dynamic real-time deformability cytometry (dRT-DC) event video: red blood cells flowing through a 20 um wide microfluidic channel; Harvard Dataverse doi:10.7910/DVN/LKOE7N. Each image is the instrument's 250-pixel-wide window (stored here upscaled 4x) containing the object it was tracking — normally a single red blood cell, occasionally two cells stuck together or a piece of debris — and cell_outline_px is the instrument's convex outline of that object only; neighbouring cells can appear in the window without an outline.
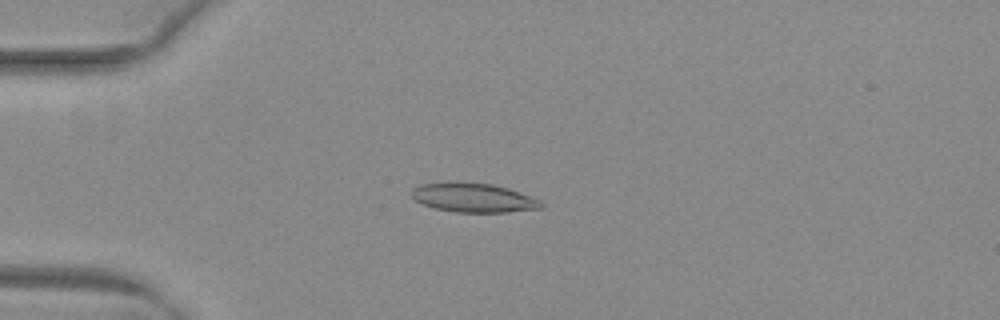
{"species": "common noctule bat (a hibernating species)", "species_latin": "Nyctalus noctula", "temperature_condition": "warm", "stored_images_in_passage": 24, "camera_frame_rate_fps": 3000, "um_per_image_px": 0.085, "animal": {"sex": "female", "body_mass_g": 29.2, "forearm_length_mm": 56.3}, "frame": {"image": 1, "passage_image": 4, "time_ms": 1.0, "image_size_px": [1000, 320], "cell_outline_px": [[544, 208], [508, 212], [456, 212], [436, 208], [424, 204], [416, 200], [412, 196], [412, 188], [420, 184], [492, 184], [508, 188], [540, 200], [544, 204]], "centroid_in_image_um": [40.32, 16.84], "position_along_channel_um": 44.7, "area_um2": 21.21}}
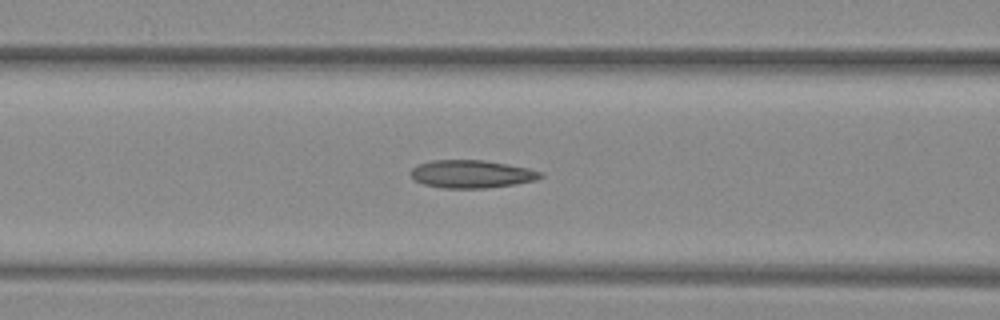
{"frame": {"image": 2, "passage_image": 12, "time_ms": 3.667, "image_size_px": [1000, 320], "cell_outline_px": [[544, 176], [536, 180], [516, 184], [488, 188], [440, 188], [424, 184], [416, 180], [408, 172], [416, 164], [432, 160], [484, 160], [508, 164], [528, 168], [544, 172]], "centroid_in_image_um": [40.09, 14.79], "position_along_channel_um": 126.5, "area_um2": 21.33}}
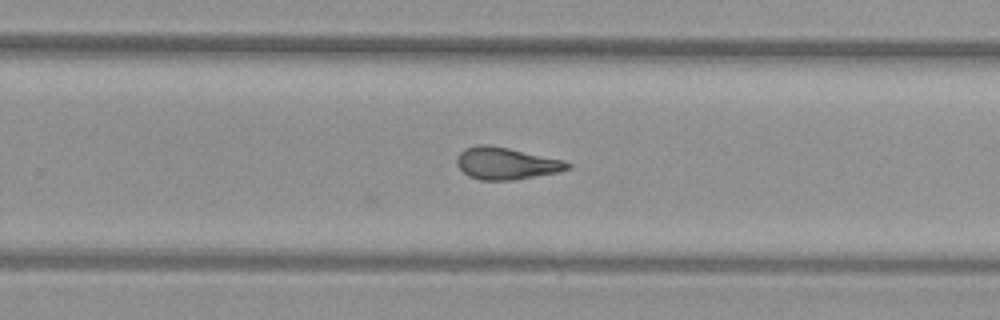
{"frame": {"image": 3, "passage_image": 24, "time_ms": 7.667, "image_size_px": [1000, 320], "cell_outline_px": [[572, 168], [556, 172], [512, 180], [480, 180], [468, 176], [456, 164], [456, 156], [464, 148], [476, 144], [488, 144], [508, 148], [564, 160], [572, 164]], "centroid_in_image_um": [42.99, 13.87], "position_along_channel_um": 286.8, "area_um2": 20.69}}